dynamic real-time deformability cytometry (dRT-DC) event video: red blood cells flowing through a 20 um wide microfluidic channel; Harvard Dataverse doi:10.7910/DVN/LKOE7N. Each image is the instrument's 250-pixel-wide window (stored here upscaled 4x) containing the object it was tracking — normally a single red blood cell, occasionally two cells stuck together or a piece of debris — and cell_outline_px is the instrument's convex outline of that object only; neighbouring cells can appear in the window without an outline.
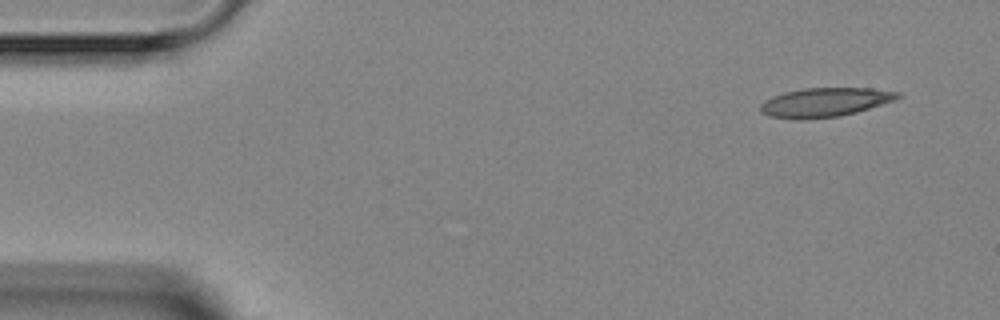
{"species": "Egyptian fruit bat (a non-hibernating species)", "species_latin": "Rousettus aegyptiacus", "temperature_condition": "room temperature", "stored_images_in_passage": 4, "camera_frame_rate_fps": 3000, "um_per_image_px": 0.085, "animal": {"sex": "female"}, "frame": {"image": 1, "passage_image": 1, "time_ms": 0.0, "image_size_px": [1000, 320], "cell_outline_px": [[904, 96], [896, 100], [856, 112], [840, 116], [800, 120], [768, 116], [760, 112], [760, 104], [764, 100], [772, 96], [784, 92], [804, 88], [872, 88], [900, 92]], "centroid_in_image_um": [70.12, 8.69], "position_along_channel_um": 14.9, "area_um2": 23.52}}